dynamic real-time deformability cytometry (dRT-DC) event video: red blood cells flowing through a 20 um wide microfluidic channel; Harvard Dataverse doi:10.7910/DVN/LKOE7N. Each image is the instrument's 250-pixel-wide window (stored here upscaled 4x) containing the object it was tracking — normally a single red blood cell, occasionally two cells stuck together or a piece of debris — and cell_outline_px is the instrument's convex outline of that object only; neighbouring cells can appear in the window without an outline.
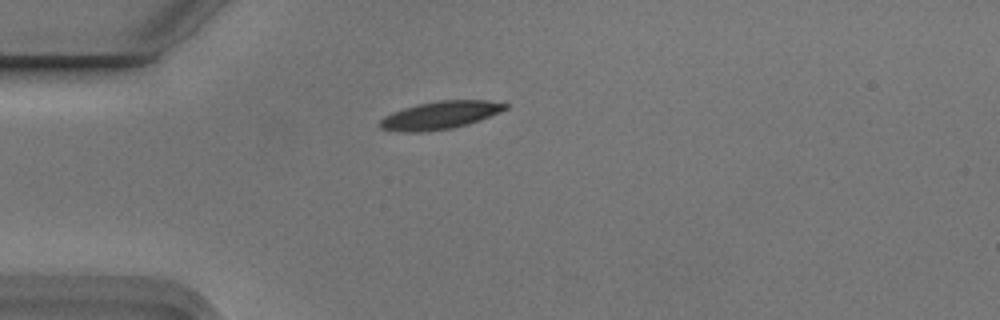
{"species": "Egyptian fruit bat (a non-hibernating species)", "species_latin": "Rousettus aegyptiacus", "temperature_condition": "cold", "stored_images_in_passage": 1, "camera_frame_rate_fps": 3000, "um_per_image_px": 0.085, "animal": {"sex": "male"}, "frame": {"image": 1, "passage_image": 1, "time_ms": 0.0, "image_size_px": [1000, 320], "cell_outline_px": [[508, 108], [500, 112], [480, 120], [468, 124], [452, 128], [428, 132], [404, 132], [380, 128], [380, 120], [384, 116], [392, 112], [416, 104], [440, 100], [488, 100], [508, 104]], "centroid_in_image_um": [37.42, 9.79], "position_along_channel_um": 47.6, "area_um2": 20.4}}